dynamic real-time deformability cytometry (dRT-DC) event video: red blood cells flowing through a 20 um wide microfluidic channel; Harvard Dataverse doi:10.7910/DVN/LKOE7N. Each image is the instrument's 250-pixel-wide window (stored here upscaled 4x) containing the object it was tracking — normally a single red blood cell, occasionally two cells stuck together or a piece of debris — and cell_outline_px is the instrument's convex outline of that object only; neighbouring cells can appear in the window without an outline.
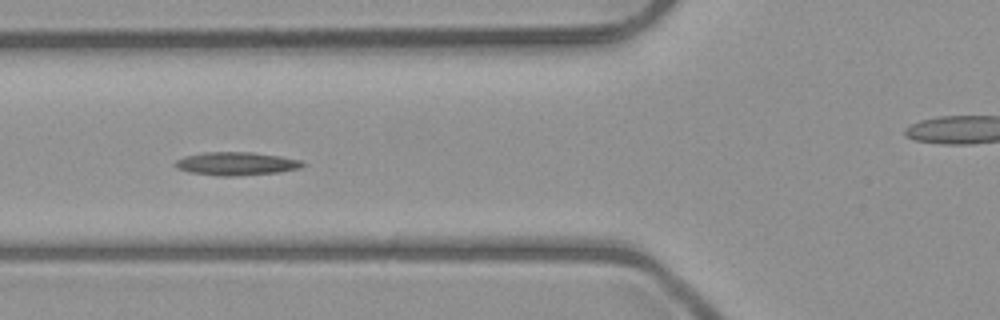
{"species": "common noctule bat (a hibernating species)", "species_latin": "Nyctalus noctula", "temperature_condition": "room temperature", "stored_images_in_passage": 8, "camera_frame_rate_fps": 3000, "um_per_image_px": 0.085, "animal": {"sex": "male", "body_mass_g": 23.1, "forearm_length_mm": 52.7}, "frame": {"image": 1, "passage_image": 6, "time_ms": 5.333, "image_size_px": [1000, 320], "cell_outline_px": [[304, 164], [300, 168], [280, 172], [236, 176], [220, 176], [188, 172], [176, 168], [172, 164], [176, 160], [184, 156], [204, 152], [252, 152], [280, 156], [300, 160]], "centroid_in_image_um": [20.03, 13.91], "position_along_channel_um": 105.8, "area_um2": 17.34}}
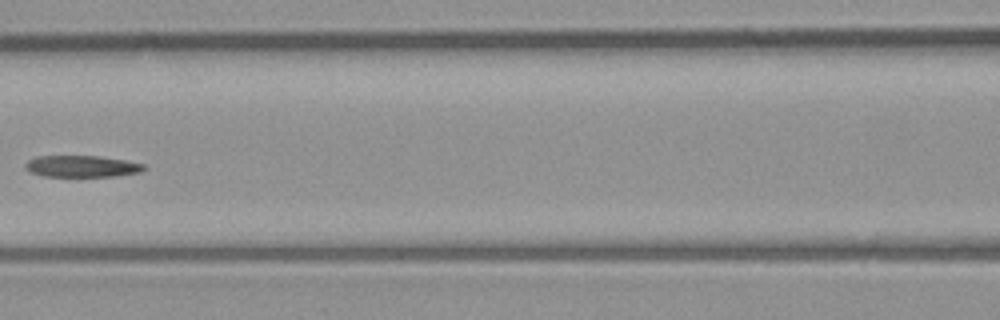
{"frame": {"image": 2, "passage_image": 7, "time_ms": 6.667, "image_size_px": [1000, 320], "cell_outline_px": [[148, 168], [140, 172], [116, 176], [44, 176], [32, 172], [24, 168], [24, 164], [28, 160], [36, 156], [100, 156], [124, 160], [144, 164]], "centroid_in_image_um": [6.96, 14.13], "position_along_channel_um": 159.6, "area_um2": 14.91}}